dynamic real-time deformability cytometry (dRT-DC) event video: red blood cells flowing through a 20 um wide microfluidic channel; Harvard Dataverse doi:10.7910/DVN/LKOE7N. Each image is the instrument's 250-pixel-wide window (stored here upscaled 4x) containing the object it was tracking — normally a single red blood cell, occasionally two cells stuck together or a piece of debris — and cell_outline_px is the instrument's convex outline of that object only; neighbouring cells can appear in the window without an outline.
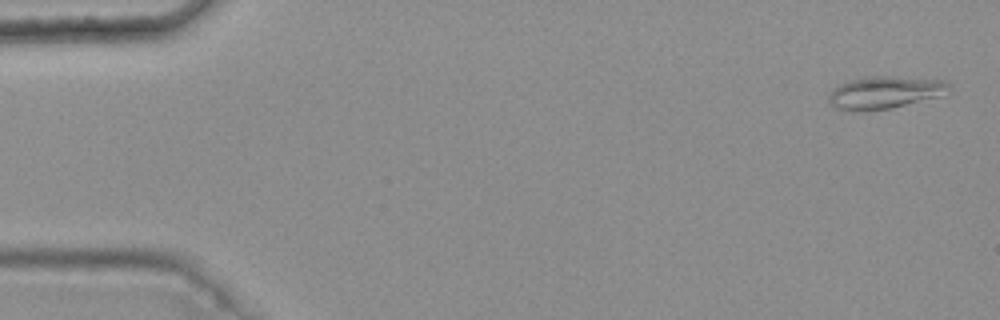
{"species": "common noctule bat (a hibernating species)", "species_latin": "Nyctalus noctula", "temperature_condition": "warm", "stored_images_in_passage": 4, "camera_frame_rate_fps": 3000, "um_per_image_px": 0.085, "animal": {"sex": "female", "body_mass_g": 25.1}, "frame": {"image": 1, "passage_image": 1, "time_ms": 0.0, "image_size_px": [1000, 320], "cell_outline_px": [[952, 88], [940, 96], [892, 108], [864, 112], [860, 112], [836, 108], [828, 104], [828, 92], [832, 88], [848, 80], [864, 76], [892, 76], [944, 80]], "centroid_in_image_um": [75.14, 7.86], "position_along_channel_um": 9.9, "area_um2": 23.18}}